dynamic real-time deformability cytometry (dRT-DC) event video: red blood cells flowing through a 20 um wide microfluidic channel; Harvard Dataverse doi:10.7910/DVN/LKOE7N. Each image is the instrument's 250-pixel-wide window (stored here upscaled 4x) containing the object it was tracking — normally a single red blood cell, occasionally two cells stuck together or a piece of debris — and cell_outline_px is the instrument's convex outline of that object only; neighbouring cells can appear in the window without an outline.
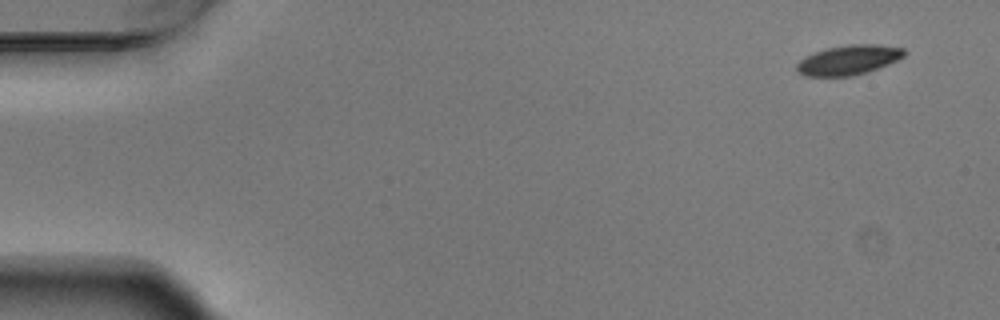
{"species": "Egyptian fruit bat (a non-hibernating species)", "species_latin": "Rousettus aegyptiacus", "temperature_condition": "warm", "stored_images_in_passage": 9, "camera_frame_rate_fps": 3000, "um_per_image_px": 0.085, "animal": {"sex": "male"}, "frame": {"image": 1, "passage_image": 1, "time_ms": 0.0, "image_size_px": [1000, 320], "cell_outline_px": [[904, 56], [888, 64], [852, 76], [804, 76], [796, 68], [796, 64], [800, 60], [816, 52], [828, 48], [852, 44], [876, 44], [904, 48]], "centroid_in_image_um": [72.12, 5.09], "position_along_channel_um": 12.9, "area_um2": 18.15}}
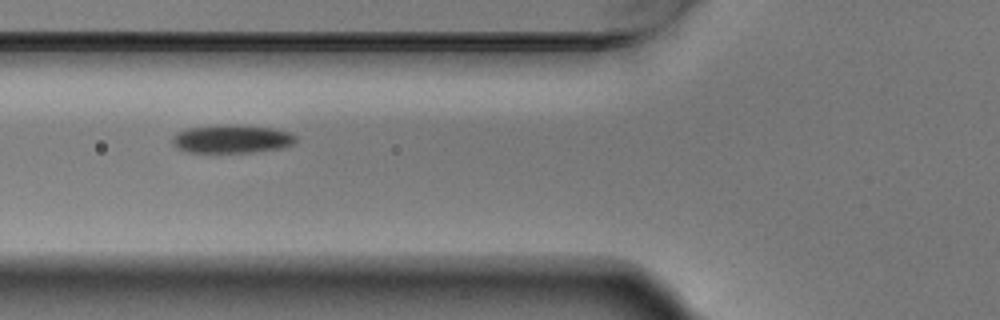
{"frame": {"image": 2, "passage_image": 6, "time_ms": 1.667, "image_size_px": [1000, 320], "cell_outline_px": [[296, 144], [284, 148], [252, 152], [188, 152], [176, 148], [172, 144], [172, 136], [176, 132], [188, 128], [220, 124], [232, 124], [272, 128], [292, 132], [296, 136]], "centroid_in_image_um": [19.72, 11.8], "position_along_channel_um": 106.1, "area_um2": 20.75}}
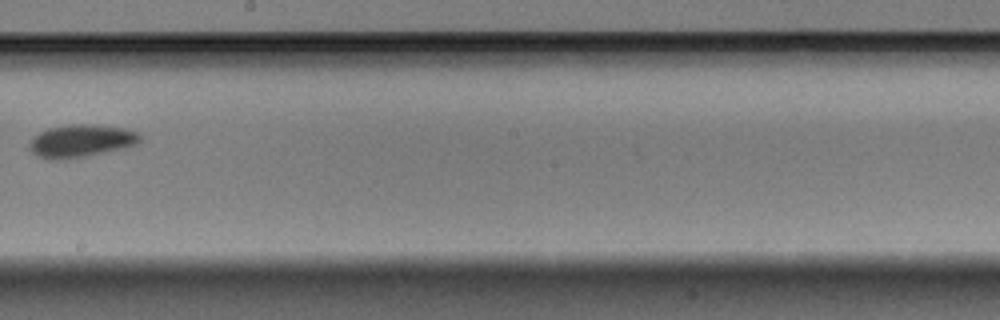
{"frame": {"image": 3, "passage_image": 9, "time_ms": 2.667, "image_size_px": [1000, 320], "cell_outline_px": [[140, 140], [136, 144], [124, 148], [84, 156], [60, 160], [48, 160], [32, 152], [28, 148], [28, 144], [32, 136], [48, 128], [72, 124], [92, 124], [124, 128], [136, 132], [140, 136]], "centroid_in_image_um": [6.84, 11.97], "position_along_channel_um": 241.4, "area_um2": 20.98}}